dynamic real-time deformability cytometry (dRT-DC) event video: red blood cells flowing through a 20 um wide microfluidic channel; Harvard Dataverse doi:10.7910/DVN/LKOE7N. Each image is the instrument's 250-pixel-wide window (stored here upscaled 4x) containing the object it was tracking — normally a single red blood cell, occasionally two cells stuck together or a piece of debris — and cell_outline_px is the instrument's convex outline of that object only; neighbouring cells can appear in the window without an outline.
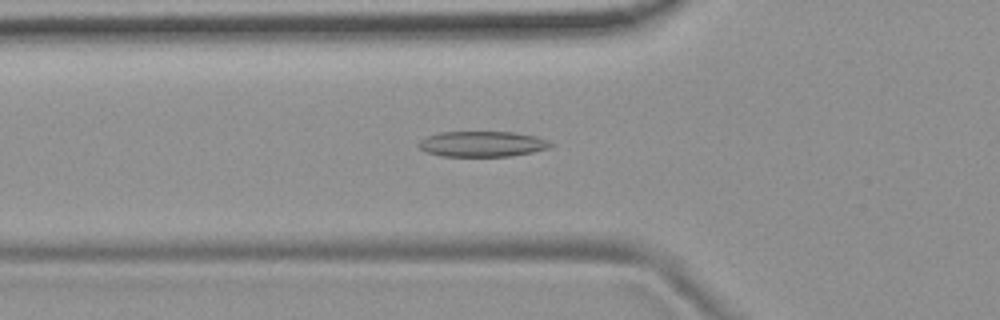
{"species": "common noctule bat (a hibernating species)", "species_latin": "Nyctalus noctula", "temperature_condition": "room temperature", "stored_images_in_passage": 52, "camera_frame_rate_fps": 3000, "um_per_image_px": 0.085, "animal": {"sex": "female", "body_mass_g": 19.9}, "frame": {"image": 1, "passage_image": 17, "time_ms": 5.333, "image_size_px": [1000, 320], "cell_outline_px": [[556, 144], [548, 148], [532, 152], [512, 156], [440, 156], [424, 152], [416, 144], [420, 140], [428, 136], [440, 132], [512, 132], [536, 136], [548, 140]], "centroid_in_image_um": [40.99, 12.24], "position_along_channel_um": 84.8, "area_um2": 19.77}}
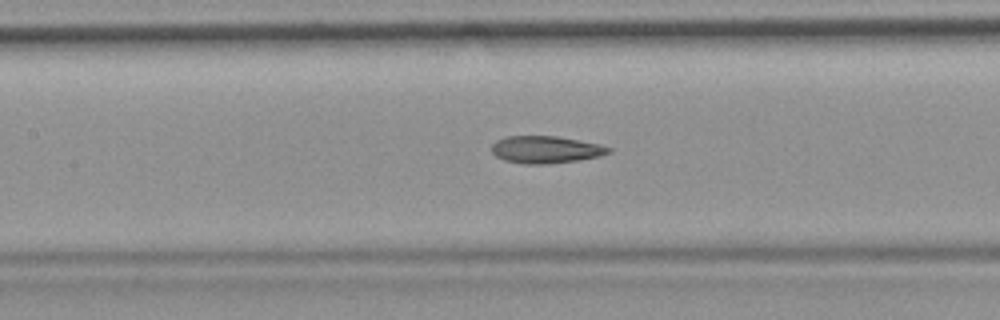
{"frame": {"image": 2, "passage_image": 23, "time_ms": 7.333, "image_size_px": [1000, 320], "cell_outline_px": [[612, 152], [600, 156], [580, 160], [544, 164], [524, 164], [504, 160], [496, 156], [492, 152], [492, 144], [496, 140], [508, 136], [556, 136], [580, 140], [600, 144], [612, 148]], "centroid_in_image_um": [46.41, 12.71], "position_along_channel_um": 161.0, "area_um2": 18.67}}
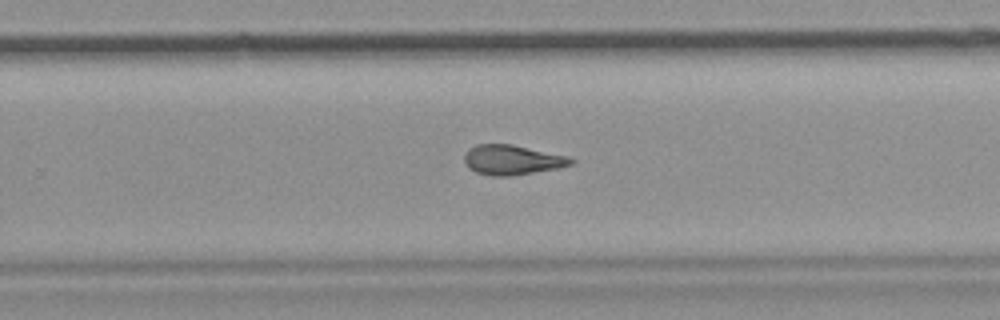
{"frame": {"image": 3, "passage_image": 33, "time_ms": 10.667, "image_size_px": [1000, 320], "cell_outline_px": [[576, 160], [572, 164], [560, 168], [512, 176], [492, 176], [476, 172], [468, 168], [464, 160], [464, 156], [468, 148], [476, 144], [512, 144], [568, 156]], "centroid_in_image_um": [43.54, 13.59], "position_along_channel_um": 286.3, "area_um2": 18.73}, "authors_computed_cell_mechanics": {"area_um2": 19.1607, "velocity_mm_per_s": 3.7817, "shape_relaxation_time_tau1_ms": null, "shape_relaxation_time_tau2_ms": 3.2183, "deformation_change_tau1": null, "deformation_change_tau2": 0.1322}}